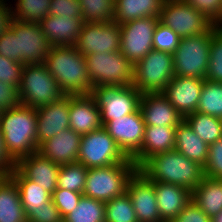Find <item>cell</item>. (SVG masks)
Returning a JSON list of instances; mask_svg holds the SVG:
<instances>
[{
	"instance_id": "obj_50",
	"label": "cell",
	"mask_w": 222,
	"mask_h": 222,
	"mask_svg": "<svg viewBox=\"0 0 222 222\" xmlns=\"http://www.w3.org/2000/svg\"><path fill=\"white\" fill-rule=\"evenodd\" d=\"M11 172L0 171V186L10 176Z\"/></svg>"
},
{
	"instance_id": "obj_2",
	"label": "cell",
	"mask_w": 222,
	"mask_h": 222,
	"mask_svg": "<svg viewBox=\"0 0 222 222\" xmlns=\"http://www.w3.org/2000/svg\"><path fill=\"white\" fill-rule=\"evenodd\" d=\"M44 64L65 95L91 94L85 56L74 46H52Z\"/></svg>"
},
{
	"instance_id": "obj_24",
	"label": "cell",
	"mask_w": 222,
	"mask_h": 222,
	"mask_svg": "<svg viewBox=\"0 0 222 222\" xmlns=\"http://www.w3.org/2000/svg\"><path fill=\"white\" fill-rule=\"evenodd\" d=\"M79 17L48 15L39 24L51 46H74L83 26Z\"/></svg>"
},
{
	"instance_id": "obj_47",
	"label": "cell",
	"mask_w": 222,
	"mask_h": 222,
	"mask_svg": "<svg viewBox=\"0 0 222 222\" xmlns=\"http://www.w3.org/2000/svg\"><path fill=\"white\" fill-rule=\"evenodd\" d=\"M171 222H211V218L191 200Z\"/></svg>"
},
{
	"instance_id": "obj_39",
	"label": "cell",
	"mask_w": 222,
	"mask_h": 222,
	"mask_svg": "<svg viewBox=\"0 0 222 222\" xmlns=\"http://www.w3.org/2000/svg\"><path fill=\"white\" fill-rule=\"evenodd\" d=\"M181 37L158 21L153 34V50L173 54L180 44Z\"/></svg>"
},
{
	"instance_id": "obj_17",
	"label": "cell",
	"mask_w": 222,
	"mask_h": 222,
	"mask_svg": "<svg viewBox=\"0 0 222 222\" xmlns=\"http://www.w3.org/2000/svg\"><path fill=\"white\" fill-rule=\"evenodd\" d=\"M204 80L174 76L162 94L184 118L197 111Z\"/></svg>"
},
{
	"instance_id": "obj_48",
	"label": "cell",
	"mask_w": 222,
	"mask_h": 222,
	"mask_svg": "<svg viewBox=\"0 0 222 222\" xmlns=\"http://www.w3.org/2000/svg\"><path fill=\"white\" fill-rule=\"evenodd\" d=\"M15 162L7 155L2 132L0 130V171L12 172Z\"/></svg>"
},
{
	"instance_id": "obj_26",
	"label": "cell",
	"mask_w": 222,
	"mask_h": 222,
	"mask_svg": "<svg viewBox=\"0 0 222 222\" xmlns=\"http://www.w3.org/2000/svg\"><path fill=\"white\" fill-rule=\"evenodd\" d=\"M175 150L204 167L208 156L209 145L202 141L199 136L193 132V129L188 123L183 120L176 127Z\"/></svg>"
},
{
	"instance_id": "obj_11",
	"label": "cell",
	"mask_w": 222,
	"mask_h": 222,
	"mask_svg": "<svg viewBox=\"0 0 222 222\" xmlns=\"http://www.w3.org/2000/svg\"><path fill=\"white\" fill-rule=\"evenodd\" d=\"M159 21L181 38L207 33L215 23L184 0H164Z\"/></svg>"
},
{
	"instance_id": "obj_38",
	"label": "cell",
	"mask_w": 222,
	"mask_h": 222,
	"mask_svg": "<svg viewBox=\"0 0 222 222\" xmlns=\"http://www.w3.org/2000/svg\"><path fill=\"white\" fill-rule=\"evenodd\" d=\"M206 80L222 83V25L213 26Z\"/></svg>"
},
{
	"instance_id": "obj_14",
	"label": "cell",
	"mask_w": 222,
	"mask_h": 222,
	"mask_svg": "<svg viewBox=\"0 0 222 222\" xmlns=\"http://www.w3.org/2000/svg\"><path fill=\"white\" fill-rule=\"evenodd\" d=\"M121 30L116 22H84L74 47L84 56L120 51Z\"/></svg>"
},
{
	"instance_id": "obj_31",
	"label": "cell",
	"mask_w": 222,
	"mask_h": 222,
	"mask_svg": "<svg viewBox=\"0 0 222 222\" xmlns=\"http://www.w3.org/2000/svg\"><path fill=\"white\" fill-rule=\"evenodd\" d=\"M184 120L193 132L208 145L222 138V119L198 111L190 113Z\"/></svg>"
},
{
	"instance_id": "obj_6",
	"label": "cell",
	"mask_w": 222,
	"mask_h": 222,
	"mask_svg": "<svg viewBox=\"0 0 222 222\" xmlns=\"http://www.w3.org/2000/svg\"><path fill=\"white\" fill-rule=\"evenodd\" d=\"M138 170L135 163H117L88 169L83 195L107 202L126 192L129 179Z\"/></svg>"
},
{
	"instance_id": "obj_23",
	"label": "cell",
	"mask_w": 222,
	"mask_h": 222,
	"mask_svg": "<svg viewBox=\"0 0 222 222\" xmlns=\"http://www.w3.org/2000/svg\"><path fill=\"white\" fill-rule=\"evenodd\" d=\"M176 127L145 126L141 148L131 157L139 169L156 154L175 149Z\"/></svg>"
},
{
	"instance_id": "obj_33",
	"label": "cell",
	"mask_w": 222,
	"mask_h": 222,
	"mask_svg": "<svg viewBox=\"0 0 222 222\" xmlns=\"http://www.w3.org/2000/svg\"><path fill=\"white\" fill-rule=\"evenodd\" d=\"M197 111L222 119V83L204 80Z\"/></svg>"
},
{
	"instance_id": "obj_43",
	"label": "cell",
	"mask_w": 222,
	"mask_h": 222,
	"mask_svg": "<svg viewBox=\"0 0 222 222\" xmlns=\"http://www.w3.org/2000/svg\"><path fill=\"white\" fill-rule=\"evenodd\" d=\"M196 10L204 13L216 25H222V0H184Z\"/></svg>"
},
{
	"instance_id": "obj_44",
	"label": "cell",
	"mask_w": 222,
	"mask_h": 222,
	"mask_svg": "<svg viewBox=\"0 0 222 222\" xmlns=\"http://www.w3.org/2000/svg\"><path fill=\"white\" fill-rule=\"evenodd\" d=\"M28 222H63L61 212L55 206L53 199L43 203V206L34 208V211L27 217Z\"/></svg>"
},
{
	"instance_id": "obj_3",
	"label": "cell",
	"mask_w": 222,
	"mask_h": 222,
	"mask_svg": "<svg viewBox=\"0 0 222 222\" xmlns=\"http://www.w3.org/2000/svg\"><path fill=\"white\" fill-rule=\"evenodd\" d=\"M0 130L7 155L16 163L19 159L37 152V111L23 106L2 111Z\"/></svg>"
},
{
	"instance_id": "obj_9",
	"label": "cell",
	"mask_w": 222,
	"mask_h": 222,
	"mask_svg": "<svg viewBox=\"0 0 222 222\" xmlns=\"http://www.w3.org/2000/svg\"><path fill=\"white\" fill-rule=\"evenodd\" d=\"M174 74L173 55L151 50L134 65L133 86L142 94L162 92Z\"/></svg>"
},
{
	"instance_id": "obj_35",
	"label": "cell",
	"mask_w": 222,
	"mask_h": 222,
	"mask_svg": "<svg viewBox=\"0 0 222 222\" xmlns=\"http://www.w3.org/2000/svg\"><path fill=\"white\" fill-rule=\"evenodd\" d=\"M83 22H114L115 0H78Z\"/></svg>"
},
{
	"instance_id": "obj_40",
	"label": "cell",
	"mask_w": 222,
	"mask_h": 222,
	"mask_svg": "<svg viewBox=\"0 0 222 222\" xmlns=\"http://www.w3.org/2000/svg\"><path fill=\"white\" fill-rule=\"evenodd\" d=\"M204 175L210 178L222 179V138L209 144Z\"/></svg>"
},
{
	"instance_id": "obj_30",
	"label": "cell",
	"mask_w": 222,
	"mask_h": 222,
	"mask_svg": "<svg viewBox=\"0 0 222 222\" xmlns=\"http://www.w3.org/2000/svg\"><path fill=\"white\" fill-rule=\"evenodd\" d=\"M0 222H28L18 187L10 177L0 186Z\"/></svg>"
},
{
	"instance_id": "obj_22",
	"label": "cell",
	"mask_w": 222,
	"mask_h": 222,
	"mask_svg": "<svg viewBox=\"0 0 222 222\" xmlns=\"http://www.w3.org/2000/svg\"><path fill=\"white\" fill-rule=\"evenodd\" d=\"M81 138V134L68 128L42 142L37 151L59 165L75 163Z\"/></svg>"
},
{
	"instance_id": "obj_46",
	"label": "cell",
	"mask_w": 222,
	"mask_h": 222,
	"mask_svg": "<svg viewBox=\"0 0 222 222\" xmlns=\"http://www.w3.org/2000/svg\"><path fill=\"white\" fill-rule=\"evenodd\" d=\"M18 89L0 81V110L5 111L20 105Z\"/></svg>"
},
{
	"instance_id": "obj_37",
	"label": "cell",
	"mask_w": 222,
	"mask_h": 222,
	"mask_svg": "<svg viewBox=\"0 0 222 222\" xmlns=\"http://www.w3.org/2000/svg\"><path fill=\"white\" fill-rule=\"evenodd\" d=\"M51 0H18L15 11L12 12L13 19L39 23L49 15Z\"/></svg>"
},
{
	"instance_id": "obj_34",
	"label": "cell",
	"mask_w": 222,
	"mask_h": 222,
	"mask_svg": "<svg viewBox=\"0 0 222 222\" xmlns=\"http://www.w3.org/2000/svg\"><path fill=\"white\" fill-rule=\"evenodd\" d=\"M87 172L88 168L80 162L60 165L57 188L83 194Z\"/></svg>"
},
{
	"instance_id": "obj_15",
	"label": "cell",
	"mask_w": 222,
	"mask_h": 222,
	"mask_svg": "<svg viewBox=\"0 0 222 222\" xmlns=\"http://www.w3.org/2000/svg\"><path fill=\"white\" fill-rule=\"evenodd\" d=\"M145 126L141 111L138 109L134 113L108 121L103 127L122 152L131 158L141 148Z\"/></svg>"
},
{
	"instance_id": "obj_51",
	"label": "cell",
	"mask_w": 222,
	"mask_h": 222,
	"mask_svg": "<svg viewBox=\"0 0 222 222\" xmlns=\"http://www.w3.org/2000/svg\"><path fill=\"white\" fill-rule=\"evenodd\" d=\"M211 222H222V211L211 218Z\"/></svg>"
},
{
	"instance_id": "obj_19",
	"label": "cell",
	"mask_w": 222,
	"mask_h": 222,
	"mask_svg": "<svg viewBox=\"0 0 222 222\" xmlns=\"http://www.w3.org/2000/svg\"><path fill=\"white\" fill-rule=\"evenodd\" d=\"M38 146L61 131L70 128L69 95L37 108Z\"/></svg>"
},
{
	"instance_id": "obj_45",
	"label": "cell",
	"mask_w": 222,
	"mask_h": 222,
	"mask_svg": "<svg viewBox=\"0 0 222 222\" xmlns=\"http://www.w3.org/2000/svg\"><path fill=\"white\" fill-rule=\"evenodd\" d=\"M49 15L79 17L83 20L78 0H51Z\"/></svg>"
},
{
	"instance_id": "obj_32",
	"label": "cell",
	"mask_w": 222,
	"mask_h": 222,
	"mask_svg": "<svg viewBox=\"0 0 222 222\" xmlns=\"http://www.w3.org/2000/svg\"><path fill=\"white\" fill-rule=\"evenodd\" d=\"M63 222H105V202L82 195L75 209Z\"/></svg>"
},
{
	"instance_id": "obj_49",
	"label": "cell",
	"mask_w": 222,
	"mask_h": 222,
	"mask_svg": "<svg viewBox=\"0 0 222 222\" xmlns=\"http://www.w3.org/2000/svg\"><path fill=\"white\" fill-rule=\"evenodd\" d=\"M3 1L4 0H0V35L9 29L13 19L11 8H8V6L6 7L7 4Z\"/></svg>"
},
{
	"instance_id": "obj_12",
	"label": "cell",
	"mask_w": 222,
	"mask_h": 222,
	"mask_svg": "<svg viewBox=\"0 0 222 222\" xmlns=\"http://www.w3.org/2000/svg\"><path fill=\"white\" fill-rule=\"evenodd\" d=\"M91 95L100 109L103 126L110 120L136 112L140 106L142 93L133 85L121 87L99 85L94 87Z\"/></svg>"
},
{
	"instance_id": "obj_20",
	"label": "cell",
	"mask_w": 222,
	"mask_h": 222,
	"mask_svg": "<svg viewBox=\"0 0 222 222\" xmlns=\"http://www.w3.org/2000/svg\"><path fill=\"white\" fill-rule=\"evenodd\" d=\"M139 109L146 126L177 127L184 120L162 92L142 94Z\"/></svg>"
},
{
	"instance_id": "obj_18",
	"label": "cell",
	"mask_w": 222,
	"mask_h": 222,
	"mask_svg": "<svg viewBox=\"0 0 222 222\" xmlns=\"http://www.w3.org/2000/svg\"><path fill=\"white\" fill-rule=\"evenodd\" d=\"M15 167L27 178L51 195L57 189L60 165L38 151L19 159Z\"/></svg>"
},
{
	"instance_id": "obj_1",
	"label": "cell",
	"mask_w": 222,
	"mask_h": 222,
	"mask_svg": "<svg viewBox=\"0 0 222 222\" xmlns=\"http://www.w3.org/2000/svg\"><path fill=\"white\" fill-rule=\"evenodd\" d=\"M51 47L39 23L12 19L0 35V55L23 64L44 63Z\"/></svg>"
},
{
	"instance_id": "obj_16",
	"label": "cell",
	"mask_w": 222,
	"mask_h": 222,
	"mask_svg": "<svg viewBox=\"0 0 222 222\" xmlns=\"http://www.w3.org/2000/svg\"><path fill=\"white\" fill-rule=\"evenodd\" d=\"M126 192L134 207L138 222H163L160 217L154 181L137 170L129 179Z\"/></svg>"
},
{
	"instance_id": "obj_8",
	"label": "cell",
	"mask_w": 222,
	"mask_h": 222,
	"mask_svg": "<svg viewBox=\"0 0 222 222\" xmlns=\"http://www.w3.org/2000/svg\"><path fill=\"white\" fill-rule=\"evenodd\" d=\"M85 59L93 88L99 85L126 87L134 84V65L121 51L88 54Z\"/></svg>"
},
{
	"instance_id": "obj_41",
	"label": "cell",
	"mask_w": 222,
	"mask_h": 222,
	"mask_svg": "<svg viewBox=\"0 0 222 222\" xmlns=\"http://www.w3.org/2000/svg\"><path fill=\"white\" fill-rule=\"evenodd\" d=\"M24 64L0 55V81L17 89L22 77Z\"/></svg>"
},
{
	"instance_id": "obj_10",
	"label": "cell",
	"mask_w": 222,
	"mask_h": 222,
	"mask_svg": "<svg viewBox=\"0 0 222 222\" xmlns=\"http://www.w3.org/2000/svg\"><path fill=\"white\" fill-rule=\"evenodd\" d=\"M77 162L88 169L117 163H134L122 152L104 127L82 135Z\"/></svg>"
},
{
	"instance_id": "obj_36",
	"label": "cell",
	"mask_w": 222,
	"mask_h": 222,
	"mask_svg": "<svg viewBox=\"0 0 222 222\" xmlns=\"http://www.w3.org/2000/svg\"><path fill=\"white\" fill-rule=\"evenodd\" d=\"M105 222H138L127 192L105 202Z\"/></svg>"
},
{
	"instance_id": "obj_13",
	"label": "cell",
	"mask_w": 222,
	"mask_h": 222,
	"mask_svg": "<svg viewBox=\"0 0 222 222\" xmlns=\"http://www.w3.org/2000/svg\"><path fill=\"white\" fill-rule=\"evenodd\" d=\"M159 17H146L120 25V51L135 65L153 50V34Z\"/></svg>"
},
{
	"instance_id": "obj_7",
	"label": "cell",
	"mask_w": 222,
	"mask_h": 222,
	"mask_svg": "<svg viewBox=\"0 0 222 222\" xmlns=\"http://www.w3.org/2000/svg\"><path fill=\"white\" fill-rule=\"evenodd\" d=\"M212 35L213 27L207 33L181 38L172 54L175 76L206 78Z\"/></svg>"
},
{
	"instance_id": "obj_27",
	"label": "cell",
	"mask_w": 222,
	"mask_h": 222,
	"mask_svg": "<svg viewBox=\"0 0 222 222\" xmlns=\"http://www.w3.org/2000/svg\"><path fill=\"white\" fill-rule=\"evenodd\" d=\"M164 0H115L114 22L119 25L146 18L159 17Z\"/></svg>"
},
{
	"instance_id": "obj_42",
	"label": "cell",
	"mask_w": 222,
	"mask_h": 222,
	"mask_svg": "<svg viewBox=\"0 0 222 222\" xmlns=\"http://www.w3.org/2000/svg\"><path fill=\"white\" fill-rule=\"evenodd\" d=\"M82 195V193L57 188L52 194V199L64 218L75 209Z\"/></svg>"
},
{
	"instance_id": "obj_5",
	"label": "cell",
	"mask_w": 222,
	"mask_h": 222,
	"mask_svg": "<svg viewBox=\"0 0 222 222\" xmlns=\"http://www.w3.org/2000/svg\"><path fill=\"white\" fill-rule=\"evenodd\" d=\"M18 94L23 106L34 109L65 96L44 63L24 64Z\"/></svg>"
},
{
	"instance_id": "obj_4",
	"label": "cell",
	"mask_w": 222,
	"mask_h": 222,
	"mask_svg": "<svg viewBox=\"0 0 222 222\" xmlns=\"http://www.w3.org/2000/svg\"><path fill=\"white\" fill-rule=\"evenodd\" d=\"M138 170L150 181L182 186L191 192L205 176L203 166L175 149L152 156Z\"/></svg>"
},
{
	"instance_id": "obj_21",
	"label": "cell",
	"mask_w": 222,
	"mask_h": 222,
	"mask_svg": "<svg viewBox=\"0 0 222 222\" xmlns=\"http://www.w3.org/2000/svg\"><path fill=\"white\" fill-rule=\"evenodd\" d=\"M70 129L85 135L103 127L100 109L91 94L69 95Z\"/></svg>"
},
{
	"instance_id": "obj_25",
	"label": "cell",
	"mask_w": 222,
	"mask_h": 222,
	"mask_svg": "<svg viewBox=\"0 0 222 222\" xmlns=\"http://www.w3.org/2000/svg\"><path fill=\"white\" fill-rule=\"evenodd\" d=\"M157 205L163 222L173 221L192 200L188 189L165 182H154Z\"/></svg>"
},
{
	"instance_id": "obj_29",
	"label": "cell",
	"mask_w": 222,
	"mask_h": 222,
	"mask_svg": "<svg viewBox=\"0 0 222 222\" xmlns=\"http://www.w3.org/2000/svg\"><path fill=\"white\" fill-rule=\"evenodd\" d=\"M9 177L18 187L20 201L27 217L34 211V208L43 206V203L48 202L52 198L50 193L32 180L27 179L16 167L12 170Z\"/></svg>"
},
{
	"instance_id": "obj_28",
	"label": "cell",
	"mask_w": 222,
	"mask_h": 222,
	"mask_svg": "<svg viewBox=\"0 0 222 222\" xmlns=\"http://www.w3.org/2000/svg\"><path fill=\"white\" fill-rule=\"evenodd\" d=\"M192 201L210 218L222 211V179L204 176L192 191Z\"/></svg>"
}]
</instances>
